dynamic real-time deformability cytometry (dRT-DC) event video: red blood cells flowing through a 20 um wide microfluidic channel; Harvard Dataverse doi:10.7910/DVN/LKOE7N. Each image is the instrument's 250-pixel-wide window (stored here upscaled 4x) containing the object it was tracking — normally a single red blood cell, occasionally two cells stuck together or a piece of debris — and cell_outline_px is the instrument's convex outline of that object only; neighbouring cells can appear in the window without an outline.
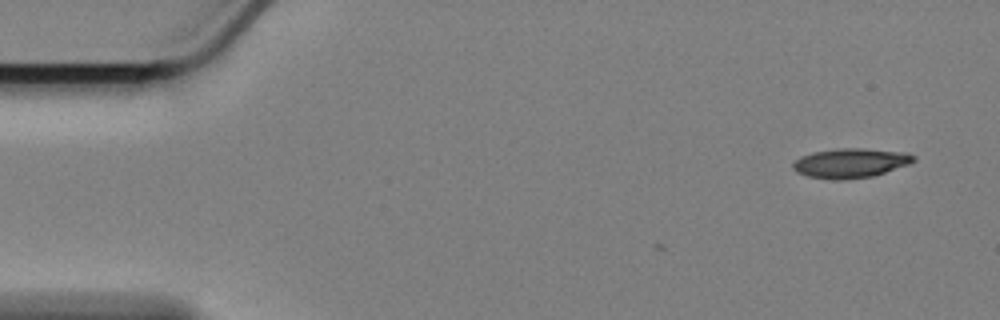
{"species": "Egyptian fruit bat (a non-hibernating species)", "species_latin": "Rousettus aegyptiacus", "temperature_condition": "cold", "stored_images_in_passage": 6, "camera_frame_rate_fps": 3000, "um_per_image_px": 0.085, "animal": {"sex": "female"}, "frame": {"image": 1, "passage_image": 1, "time_ms": 0.0, "image_size_px": [1000, 320], "cell_outline_px": [[916, 160], [908, 164], [872, 176], [840, 180], [836, 180], [808, 176], [796, 172], [792, 168], [792, 164], [800, 156], [812, 152], [836, 148], [864, 148], [908, 152], [916, 156]], "centroid_in_image_um": [72.28, 13.84], "position_along_channel_um": 12.7, "area_um2": 20.81}}